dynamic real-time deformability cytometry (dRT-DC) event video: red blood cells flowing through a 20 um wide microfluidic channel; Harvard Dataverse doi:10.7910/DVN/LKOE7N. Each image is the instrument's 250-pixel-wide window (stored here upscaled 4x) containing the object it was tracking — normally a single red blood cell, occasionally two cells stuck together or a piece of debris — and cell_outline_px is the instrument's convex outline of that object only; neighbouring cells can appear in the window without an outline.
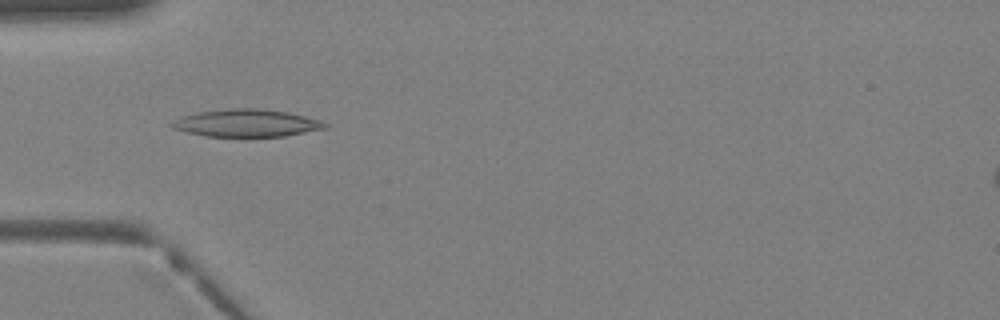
{"species": "Egyptian fruit bat (a non-hibernating species)", "species_latin": "Rousettus aegyptiacus", "temperature_condition": "warm", "stored_images_in_passage": 9, "camera_frame_rate_fps": 3000, "um_per_image_px": 0.085, "animal": {"sex": "female"}, "frame": {"image": 1, "passage_image": 2, "time_ms": 0.333, "image_size_px": [1000, 320], "cell_outline_px": [[328, 128], [284, 136], [204, 136], [172, 128], [168, 124], [184, 116], [200, 112], [228, 108], [260, 108], [288, 112], [320, 120], [328, 124]], "centroid_in_image_um": [20.99, 10.46], "position_along_channel_um": 64.0, "area_um2": 24.33}}
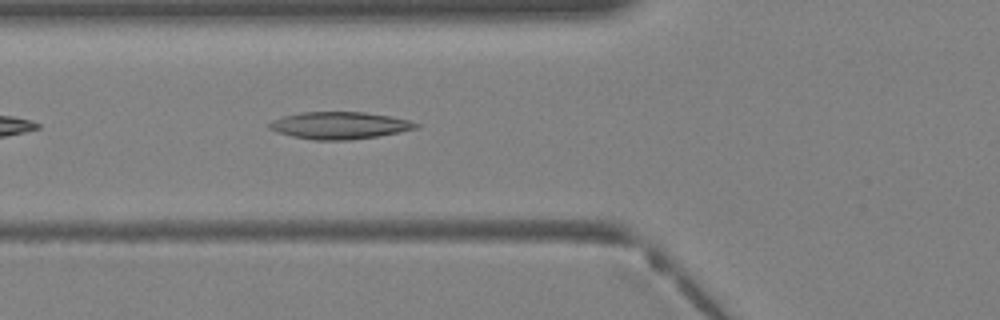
{"frame": {"image": 2, "passage_image": 4, "time_ms": 1.0, "image_size_px": [1000, 320], "cell_outline_px": [[420, 124], [416, 128], [376, 136], [352, 140], [312, 140], [292, 136], [276, 132], [268, 128], [268, 124], [272, 120], [284, 116], [300, 112], [364, 112], [388, 116], [408, 120]], "centroid_in_image_um": [28.79, 10.66], "position_along_channel_um": 97.0, "area_um2": 23.0}}
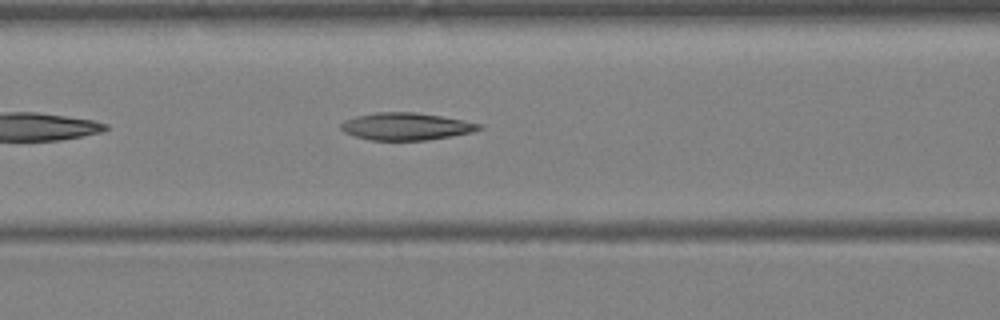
{"frame": {"image": 3, "passage_image": 6, "time_ms": 1.667, "image_size_px": [1000, 320], "cell_outline_px": [[484, 128], [472, 132], [452, 136], [424, 140], [372, 140], [356, 136], [344, 132], [340, 128], [340, 124], [344, 120], [356, 116], [376, 112], [416, 112], [464, 120], [484, 124]], "centroid_in_image_um": [34.54, 10.74], "position_along_channel_um": 132.1, "area_um2": 22.02}}